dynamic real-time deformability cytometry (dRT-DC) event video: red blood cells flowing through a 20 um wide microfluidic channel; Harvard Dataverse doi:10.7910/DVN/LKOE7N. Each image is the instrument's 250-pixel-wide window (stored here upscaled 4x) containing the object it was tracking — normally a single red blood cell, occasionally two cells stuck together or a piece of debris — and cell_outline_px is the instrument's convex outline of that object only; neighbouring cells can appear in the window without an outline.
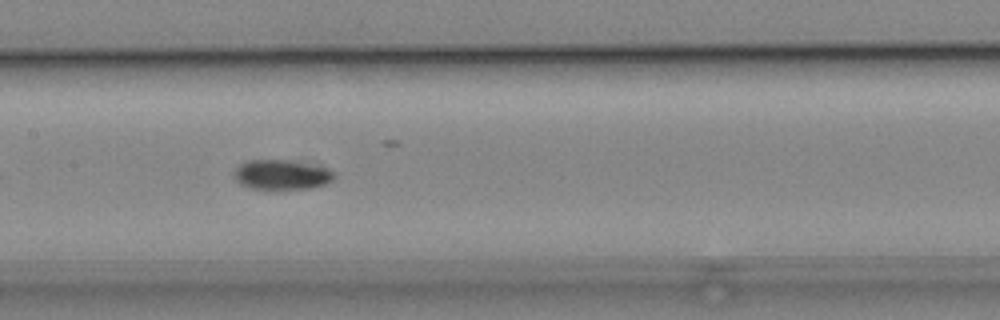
{"species": "common noctule bat (a hibernating species)", "species_latin": "Nyctalus noctula", "temperature_condition": "cold", "stored_images_in_passage": 40, "camera_frame_rate_fps": 3000, "um_per_image_px": 0.085, "animal": {"sex": "male", "body_mass_g": 19.2, "forearm_length_mm": 51.8}, "frame": {"image": 1, "passage_image": 12, "time_ms": 3.667, "image_size_px": [1000, 320], "cell_outline_px": [[336, 176], [332, 180], [324, 184], [308, 188], [252, 188], [240, 184], [232, 176], [236, 168], [240, 164], [248, 160], [288, 160], [324, 168], [336, 172]], "centroid_in_image_um": [23.9, 14.84], "position_along_channel_um": 183.5, "area_um2": 16.99}}